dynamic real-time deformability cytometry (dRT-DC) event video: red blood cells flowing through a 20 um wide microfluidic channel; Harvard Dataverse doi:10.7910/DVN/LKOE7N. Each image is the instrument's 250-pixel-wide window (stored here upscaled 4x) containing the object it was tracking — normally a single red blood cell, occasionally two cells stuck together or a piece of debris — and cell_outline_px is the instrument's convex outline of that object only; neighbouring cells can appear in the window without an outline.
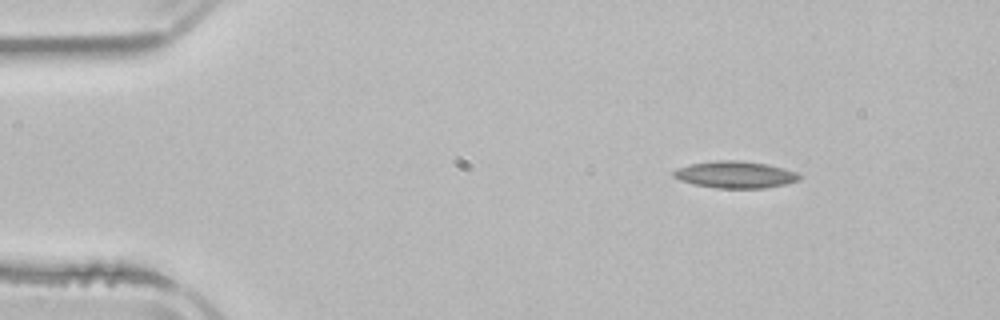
{"species": "common noctule bat (a hibernating species)", "species_latin": "Nyctalus noctula", "temperature_condition": "room temperature", "stored_images_in_passage": 4, "camera_frame_rate_fps": 3000, "um_per_image_px": 0.085, "animal": {"sex": "male", "body_mass_g": 21.5, "forearm_length_mm": 52.0}, "frame": {"image": 1, "passage_image": 1, "time_ms": 0.0, "image_size_px": [1000, 320], "cell_outline_px": [[804, 176], [800, 180], [784, 184], [764, 188], [716, 188], [696, 184], [680, 180], [672, 176], [672, 172], [676, 168], [688, 164], [716, 160], [740, 160], [768, 164], [784, 168], [796, 172]], "centroid_in_image_um": [62.5, 14.83], "position_along_channel_um": 22.5, "area_um2": 19.88}}
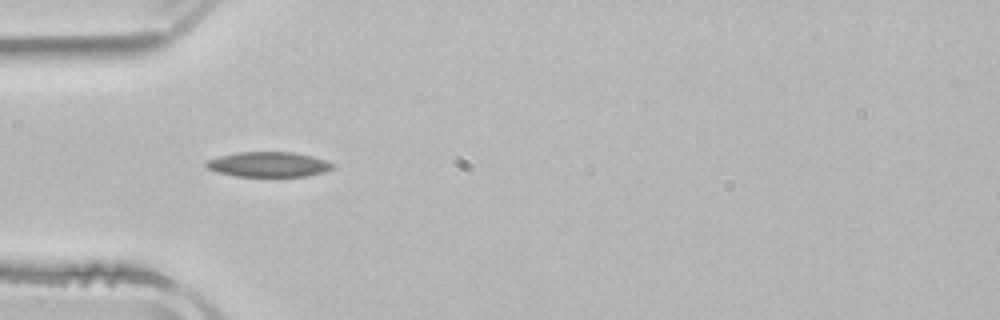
{"frame": {"image": 2, "passage_image": 3, "time_ms": 3.0, "image_size_px": [1000, 320], "cell_outline_px": [[336, 164], [332, 168], [324, 172], [308, 176], [236, 176], [216, 172], [208, 168], [204, 164], [208, 160], [220, 156], [236, 152], [292, 152], [312, 156], [328, 160]], "centroid_in_image_um": [22.85, 13.97], "position_along_channel_um": 62.1, "area_um2": 18.5}}
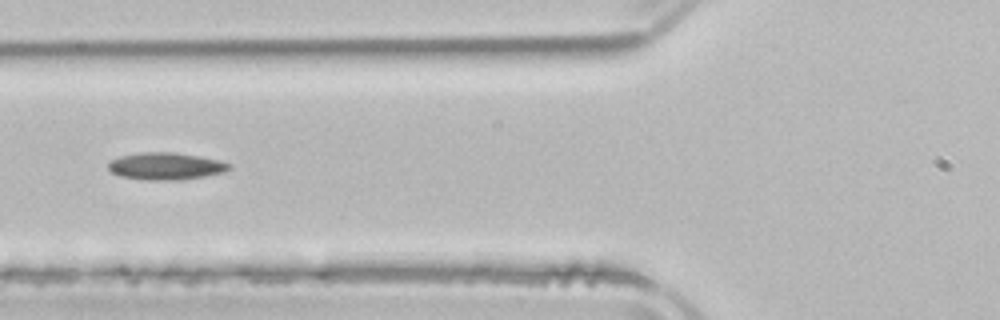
{"frame": {"image": 3, "passage_image": 4, "time_ms": 4.333, "image_size_px": [1000, 320], "cell_outline_px": [[232, 168], [224, 172], [204, 176], [176, 180], [148, 180], [120, 176], [112, 172], [108, 168], [108, 160], [120, 156], [140, 152], [172, 152], [196, 156], [216, 160], [228, 164]], "centroid_in_image_um": [14.02, 14.12], "position_along_channel_um": 111.8, "area_um2": 18.9}}